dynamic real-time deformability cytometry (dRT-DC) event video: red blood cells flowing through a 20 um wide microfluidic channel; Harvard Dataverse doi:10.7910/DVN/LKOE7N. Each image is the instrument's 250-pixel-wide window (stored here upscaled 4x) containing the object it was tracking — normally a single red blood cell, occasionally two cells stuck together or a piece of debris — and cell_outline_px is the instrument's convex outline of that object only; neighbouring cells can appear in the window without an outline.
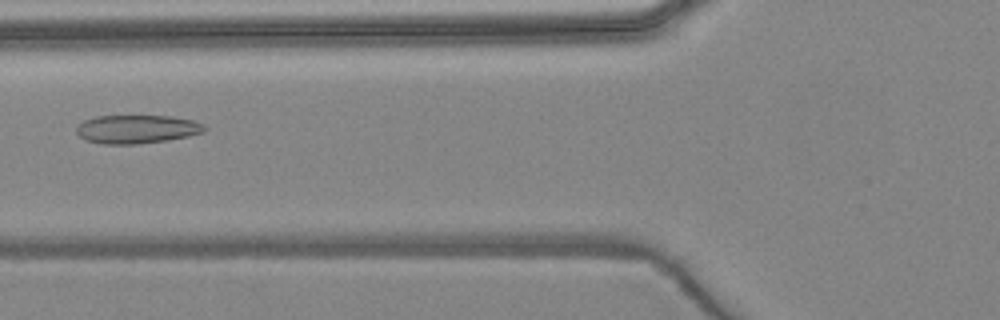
{"species": "common noctule bat (a hibernating species)", "species_latin": "Nyctalus noctula", "temperature_condition": "warm", "stored_images_in_passage": 5, "camera_frame_rate_fps": 3000, "um_per_image_px": 0.085, "animal": {"sex": "female", "body_mass_g": 24.6, "forearm_length_mm": 56.2}, "frame": {"image": 1, "passage_image": 5, "time_ms": 4.667, "image_size_px": [1000, 320], "cell_outline_px": [[208, 128], [204, 132], [188, 136], [164, 140], [136, 144], [104, 144], [84, 140], [76, 132], [76, 124], [84, 120], [96, 116], [172, 116], [192, 120], [204, 124]], "centroid_in_image_um": [11.61, 10.97], "position_along_channel_um": 114.2, "area_um2": 21.33}}